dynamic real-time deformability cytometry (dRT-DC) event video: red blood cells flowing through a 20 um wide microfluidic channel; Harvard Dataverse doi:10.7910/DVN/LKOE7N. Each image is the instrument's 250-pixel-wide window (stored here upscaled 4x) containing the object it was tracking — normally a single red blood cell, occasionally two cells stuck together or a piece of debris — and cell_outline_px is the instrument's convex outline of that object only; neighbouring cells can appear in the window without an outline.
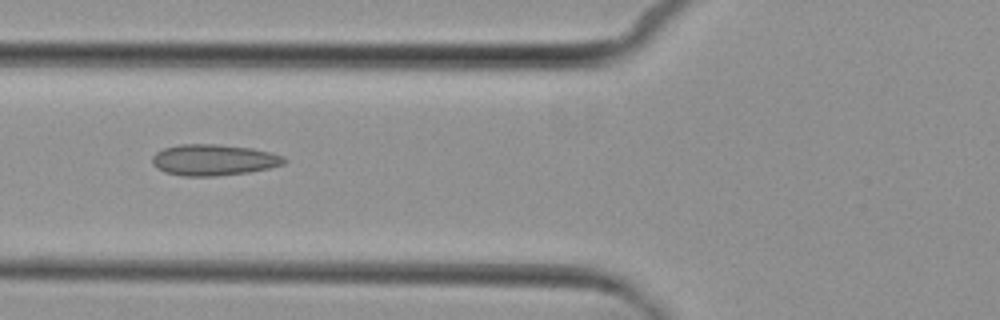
{"species": "common noctule bat (a hibernating species)", "species_latin": "Nyctalus noctula", "temperature_condition": "cold", "stored_images_in_passage": 6, "camera_frame_rate_fps": 3000, "um_per_image_px": 0.085, "animal": {"sex": "female", "body_mass_g": 29.2, "forearm_length_mm": 56.3}, "frame": {"image": 1, "passage_image": 6, "time_ms": 6.667, "image_size_px": [1000, 320], "cell_outline_px": [[288, 160], [284, 164], [268, 168], [248, 172], [216, 176], [184, 176], [164, 172], [156, 168], [152, 164], [152, 156], [156, 152], [164, 148], [180, 144], [216, 144], [252, 148], [284, 156]], "centroid_in_image_um": [18.14, 13.59], "position_along_channel_um": 107.7, "area_um2": 23.99}}